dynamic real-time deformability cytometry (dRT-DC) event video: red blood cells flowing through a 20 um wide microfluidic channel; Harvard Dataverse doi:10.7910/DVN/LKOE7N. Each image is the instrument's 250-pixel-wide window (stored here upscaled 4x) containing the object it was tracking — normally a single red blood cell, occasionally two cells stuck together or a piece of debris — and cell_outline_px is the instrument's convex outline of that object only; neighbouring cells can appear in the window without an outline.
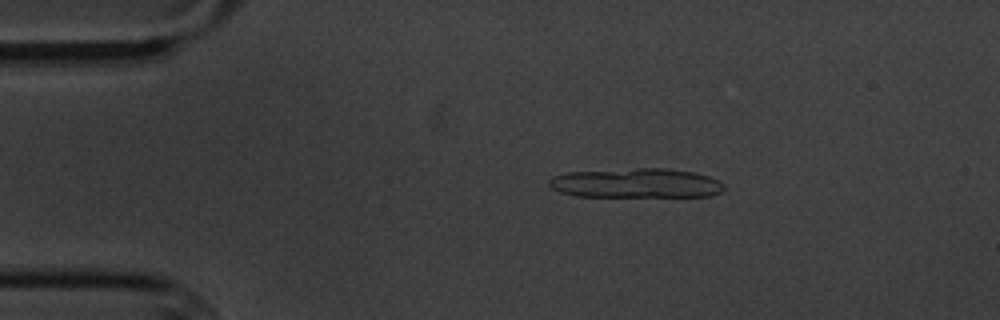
{"species": "common noctule bat (a hibernating species)", "species_latin": "Nyctalus noctula", "temperature_condition": "cold", "stored_images_in_passage": 2, "camera_frame_rate_fps": 3000, "um_per_image_px": 0.085, "animal": {"sex": "male", "body_mass_g": 20.1, "forearm_length_mm": 53.5}, "frame": {"image": 1, "passage_image": 1, "time_ms": 0.0, "image_size_px": [1000, 320], "cell_outline_px": [[724, 188], [720, 192], [712, 196], [576, 196], [560, 192], [552, 188], [548, 184], [548, 180], [552, 176], [568, 172], [640, 168], [668, 168], [692, 172], [708, 176], [724, 184]], "centroid_in_image_um": [54.05, 15.56], "position_along_channel_um": 31.0, "area_um2": 30.0}}